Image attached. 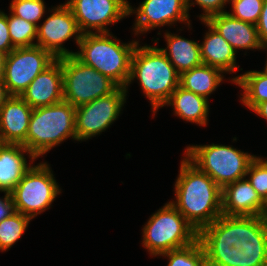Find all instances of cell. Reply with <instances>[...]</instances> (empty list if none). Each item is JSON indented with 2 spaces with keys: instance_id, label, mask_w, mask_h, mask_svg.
<instances>
[{
  "instance_id": "34",
  "label": "cell",
  "mask_w": 267,
  "mask_h": 266,
  "mask_svg": "<svg viewBox=\"0 0 267 266\" xmlns=\"http://www.w3.org/2000/svg\"><path fill=\"white\" fill-rule=\"evenodd\" d=\"M14 49L7 25V14L0 11V51L9 54Z\"/></svg>"
},
{
  "instance_id": "25",
  "label": "cell",
  "mask_w": 267,
  "mask_h": 266,
  "mask_svg": "<svg viewBox=\"0 0 267 266\" xmlns=\"http://www.w3.org/2000/svg\"><path fill=\"white\" fill-rule=\"evenodd\" d=\"M232 79L233 83L243 89L241 100L250 110L267 101V74L264 71H247Z\"/></svg>"
},
{
  "instance_id": "15",
  "label": "cell",
  "mask_w": 267,
  "mask_h": 266,
  "mask_svg": "<svg viewBox=\"0 0 267 266\" xmlns=\"http://www.w3.org/2000/svg\"><path fill=\"white\" fill-rule=\"evenodd\" d=\"M20 97L33 109L63 101L62 63L56 59L38 74Z\"/></svg>"
},
{
  "instance_id": "36",
  "label": "cell",
  "mask_w": 267,
  "mask_h": 266,
  "mask_svg": "<svg viewBox=\"0 0 267 266\" xmlns=\"http://www.w3.org/2000/svg\"><path fill=\"white\" fill-rule=\"evenodd\" d=\"M4 193V198H0V222L5 218L10 217L15 212L12 194L9 192Z\"/></svg>"
},
{
  "instance_id": "4",
  "label": "cell",
  "mask_w": 267,
  "mask_h": 266,
  "mask_svg": "<svg viewBox=\"0 0 267 266\" xmlns=\"http://www.w3.org/2000/svg\"><path fill=\"white\" fill-rule=\"evenodd\" d=\"M76 107L66 101L32 110L26 148L38 158L69 137L77 140Z\"/></svg>"
},
{
  "instance_id": "19",
  "label": "cell",
  "mask_w": 267,
  "mask_h": 266,
  "mask_svg": "<svg viewBox=\"0 0 267 266\" xmlns=\"http://www.w3.org/2000/svg\"><path fill=\"white\" fill-rule=\"evenodd\" d=\"M24 153L32 162L36 159L22 144L0 143V191L11 193L25 173L28 165Z\"/></svg>"
},
{
  "instance_id": "3",
  "label": "cell",
  "mask_w": 267,
  "mask_h": 266,
  "mask_svg": "<svg viewBox=\"0 0 267 266\" xmlns=\"http://www.w3.org/2000/svg\"><path fill=\"white\" fill-rule=\"evenodd\" d=\"M120 43L110 32L82 34L78 44L80 51L75 52L74 56L83 64L110 78L119 87L125 88L130 77L132 55L138 41Z\"/></svg>"
},
{
  "instance_id": "13",
  "label": "cell",
  "mask_w": 267,
  "mask_h": 266,
  "mask_svg": "<svg viewBox=\"0 0 267 266\" xmlns=\"http://www.w3.org/2000/svg\"><path fill=\"white\" fill-rule=\"evenodd\" d=\"M129 15L137 13L135 36L153 28L172 25L174 22H186L190 26L189 11L185 0H144L137 10L129 3Z\"/></svg>"
},
{
  "instance_id": "12",
  "label": "cell",
  "mask_w": 267,
  "mask_h": 266,
  "mask_svg": "<svg viewBox=\"0 0 267 266\" xmlns=\"http://www.w3.org/2000/svg\"><path fill=\"white\" fill-rule=\"evenodd\" d=\"M53 12L40 26H37V43L49 51L56 59L64 56L74 55L75 52L68 51L63 43L75 36L76 44H79L82 33L80 32L72 10L65 3L52 9Z\"/></svg>"
},
{
  "instance_id": "23",
  "label": "cell",
  "mask_w": 267,
  "mask_h": 266,
  "mask_svg": "<svg viewBox=\"0 0 267 266\" xmlns=\"http://www.w3.org/2000/svg\"><path fill=\"white\" fill-rule=\"evenodd\" d=\"M202 247H235L241 249L238 240V216H219L198 232Z\"/></svg>"
},
{
  "instance_id": "14",
  "label": "cell",
  "mask_w": 267,
  "mask_h": 266,
  "mask_svg": "<svg viewBox=\"0 0 267 266\" xmlns=\"http://www.w3.org/2000/svg\"><path fill=\"white\" fill-rule=\"evenodd\" d=\"M241 246L238 266H267V221L261 216H238Z\"/></svg>"
},
{
  "instance_id": "17",
  "label": "cell",
  "mask_w": 267,
  "mask_h": 266,
  "mask_svg": "<svg viewBox=\"0 0 267 266\" xmlns=\"http://www.w3.org/2000/svg\"><path fill=\"white\" fill-rule=\"evenodd\" d=\"M264 200L248 179H240L222 189V214L226 216H260Z\"/></svg>"
},
{
  "instance_id": "32",
  "label": "cell",
  "mask_w": 267,
  "mask_h": 266,
  "mask_svg": "<svg viewBox=\"0 0 267 266\" xmlns=\"http://www.w3.org/2000/svg\"><path fill=\"white\" fill-rule=\"evenodd\" d=\"M248 181L264 200L267 197V160L255 157L248 166L246 176Z\"/></svg>"
},
{
  "instance_id": "10",
  "label": "cell",
  "mask_w": 267,
  "mask_h": 266,
  "mask_svg": "<svg viewBox=\"0 0 267 266\" xmlns=\"http://www.w3.org/2000/svg\"><path fill=\"white\" fill-rule=\"evenodd\" d=\"M56 58L39 47L15 48L6 55L4 83L10 95L20 94L34 78L50 66Z\"/></svg>"
},
{
  "instance_id": "22",
  "label": "cell",
  "mask_w": 267,
  "mask_h": 266,
  "mask_svg": "<svg viewBox=\"0 0 267 266\" xmlns=\"http://www.w3.org/2000/svg\"><path fill=\"white\" fill-rule=\"evenodd\" d=\"M165 105H172L175 115L181 119L201 126L207 125L209 103L208 99L203 96L178 86Z\"/></svg>"
},
{
  "instance_id": "31",
  "label": "cell",
  "mask_w": 267,
  "mask_h": 266,
  "mask_svg": "<svg viewBox=\"0 0 267 266\" xmlns=\"http://www.w3.org/2000/svg\"><path fill=\"white\" fill-rule=\"evenodd\" d=\"M207 266H238L239 251L235 247H203Z\"/></svg>"
},
{
  "instance_id": "29",
  "label": "cell",
  "mask_w": 267,
  "mask_h": 266,
  "mask_svg": "<svg viewBox=\"0 0 267 266\" xmlns=\"http://www.w3.org/2000/svg\"><path fill=\"white\" fill-rule=\"evenodd\" d=\"M44 0H12L10 11L13 15L38 26V21L44 16Z\"/></svg>"
},
{
  "instance_id": "39",
  "label": "cell",
  "mask_w": 267,
  "mask_h": 266,
  "mask_svg": "<svg viewBox=\"0 0 267 266\" xmlns=\"http://www.w3.org/2000/svg\"><path fill=\"white\" fill-rule=\"evenodd\" d=\"M6 55L4 52L0 51V80L4 79V68Z\"/></svg>"
},
{
  "instance_id": "9",
  "label": "cell",
  "mask_w": 267,
  "mask_h": 266,
  "mask_svg": "<svg viewBox=\"0 0 267 266\" xmlns=\"http://www.w3.org/2000/svg\"><path fill=\"white\" fill-rule=\"evenodd\" d=\"M127 90L119 87L109 95L76 107L75 131L77 141L91 139L112 125L126 102Z\"/></svg>"
},
{
  "instance_id": "35",
  "label": "cell",
  "mask_w": 267,
  "mask_h": 266,
  "mask_svg": "<svg viewBox=\"0 0 267 266\" xmlns=\"http://www.w3.org/2000/svg\"><path fill=\"white\" fill-rule=\"evenodd\" d=\"M259 39L263 46L267 45V0H264L259 20L256 24Z\"/></svg>"
},
{
  "instance_id": "2",
  "label": "cell",
  "mask_w": 267,
  "mask_h": 266,
  "mask_svg": "<svg viewBox=\"0 0 267 266\" xmlns=\"http://www.w3.org/2000/svg\"><path fill=\"white\" fill-rule=\"evenodd\" d=\"M134 78L139 80L141 89L149 98L155 115L179 86L180 74L160 48L148 45L139 47L138 42L132 55L126 89Z\"/></svg>"
},
{
  "instance_id": "16",
  "label": "cell",
  "mask_w": 267,
  "mask_h": 266,
  "mask_svg": "<svg viewBox=\"0 0 267 266\" xmlns=\"http://www.w3.org/2000/svg\"><path fill=\"white\" fill-rule=\"evenodd\" d=\"M33 108L20 96L11 95L0 109V143L22 144L26 137Z\"/></svg>"
},
{
  "instance_id": "11",
  "label": "cell",
  "mask_w": 267,
  "mask_h": 266,
  "mask_svg": "<svg viewBox=\"0 0 267 266\" xmlns=\"http://www.w3.org/2000/svg\"><path fill=\"white\" fill-rule=\"evenodd\" d=\"M66 4L82 34L93 33L92 29L94 33H109L108 25L129 16L127 0H68Z\"/></svg>"
},
{
  "instance_id": "27",
  "label": "cell",
  "mask_w": 267,
  "mask_h": 266,
  "mask_svg": "<svg viewBox=\"0 0 267 266\" xmlns=\"http://www.w3.org/2000/svg\"><path fill=\"white\" fill-rule=\"evenodd\" d=\"M31 218L19 212L0 222V250L6 251L23 235Z\"/></svg>"
},
{
  "instance_id": "18",
  "label": "cell",
  "mask_w": 267,
  "mask_h": 266,
  "mask_svg": "<svg viewBox=\"0 0 267 266\" xmlns=\"http://www.w3.org/2000/svg\"><path fill=\"white\" fill-rule=\"evenodd\" d=\"M207 22L236 52L237 49H264L256 25L234 18L229 12L211 16Z\"/></svg>"
},
{
  "instance_id": "1",
  "label": "cell",
  "mask_w": 267,
  "mask_h": 266,
  "mask_svg": "<svg viewBox=\"0 0 267 266\" xmlns=\"http://www.w3.org/2000/svg\"><path fill=\"white\" fill-rule=\"evenodd\" d=\"M174 186L176 201L170 203L197 232L222 215V189L186 157Z\"/></svg>"
},
{
  "instance_id": "40",
  "label": "cell",
  "mask_w": 267,
  "mask_h": 266,
  "mask_svg": "<svg viewBox=\"0 0 267 266\" xmlns=\"http://www.w3.org/2000/svg\"><path fill=\"white\" fill-rule=\"evenodd\" d=\"M260 216L267 221V197L264 199V205H263Z\"/></svg>"
},
{
  "instance_id": "33",
  "label": "cell",
  "mask_w": 267,
  "mask_h": 266,
  "mask_svg": "<svg viewBox=\"0 0 267 266\" xmlns=\"http://www.w3.org/2000/svg\"><path fill=\"white\" fill-rule=\"evenodd\" d=\"M185 1L188 11L192 5H195L194 3L203 9L204 13L199 16L202 21H207L211 16L226 12L223 8H225L224 6L229 2V0H195V2H191L190 0Z\"/></svg>"
},
{
  "instance_id": "26",
  "label": "cell",
  "mask_w": 267,
  "mask_h": 266,
  "mask_svg": "<svg viewBox=\"0 0 267 266\" xmlns=\"http://www.w3.org/2000/svg\"><path fill=\"white\" fill-rule=\"evenodd\" d=\"M160 256L169 258L167 266H207L205 252L199 239L190 245L173 249Z\"/></svg>"
},
{
  "instance_id": "38",
  "label": "cell",
  "mask_w": 267,
  "mask_h": 266,
  "mask_svg": "<svg viewBox=\"0 0 267 266\" xmlns=\"http://www.w3.org/2000/svg\"><path fill=\"white\" fill-rule=\"evenodd\" d=\"M11 95L8 93L4 80H0V109Z\"/></svg>"
},
{
  "instance_id": "37",
  "label": "cell",
  "mask_w": 267,
  "mask_h": 266,
  "mask_svg": "<svg viewBox=\"0 0 267 266\" xmlns=\"http://www.w3.org/2000/svg\"><path fill=\"white\" fill-rule=\"evenodd\" d=\"M252 111L267 120V101L257 104Z\"/></svg>"
},
{
  "instance_id": "30",
  "label": "cell",
  "mask_w": 267,
  "mask_h": 266,
  "mask_svg": "<svg viewBox=\"0 0 267 266\" xmlns=\"http://www.w3.org/2000/svg\"><path fill=\"white\" fill-rule=\"evenodd\" d=\"M232 4V17L256 25L264 0H229Z\"/></svg>"
},
{
  "instance_id": "8",
  "label": "cell",
  "mask_w": 267,
  "mask_h": 266,
  "mask_svg": "<svg viewBox=\"0 0 267 266\" xmlns=\"http://www.w3.org/2000/svg\"><path fill=\"white\" fill-rule=\"evenodd\" d=\"M47 163H39L25 173L11 192L15 211L33 219L50 208L61 189Z\"/></svg>"
},
{
  "instance_id": "21",
  "label": "cell",
  "mask_w": 267,
  "mask_h": 266,
  "mask_svg": "<svg viewBox=\"0 0 267 266\" xmlns=\"http://www.w3.org/2000/svg\"><path fill=\"white\" fill-rule=\"evenodd\" d=\"M165 38L167 41V48H160V50L163 51L179 74L202 64L200 45L198 42L185 39L177 34L175 35L169 32L165 33Z\"/></svg>"
},
{
  "instance_id": "20",
  "label": "cell",
  "mask_w": 267,
  "mask_h": 266,
  "mask_svg": "<svg viewBox=\"0 0 267 266\" xmlns=\"http://www.w3.org/2000/svg\"><path fill=\"white\" fill-rule=\"evenodd\" d=\"M208 26L203 43L200 45L202 64L216 67L223 72L237 71L236 51L207 21H201Z\"/></svg>"
},
{
  "instance_id": "24",
  "label": "cell",
  "mask_w": 267,
  "mask_h": 266,
  "mask_svg": "<svg viewBox=\"0 0 267 266\" xmlns=\"http://www.w3.org/2000/svg\"><path fill=\"white\" fill-rule=\"evenodd\" d=\"M221 69L201 64L180 74L179 86L208 99V96L217 89L223 81ZM222 74V75H221Z\"/></svg>"
},
{
  "instance_id": "41",
  "label": "cell",
  "mask_w": 267,
  "mask_h": 266,
  "mask_svg": "<svg viewBox=\"0 0 267 266\" xmlns=\"http://www.w3.org/2000/svg\"><path fill=\"white\" fill-rule=\"evenodd\" d=\"M263 48H267V45L266 46H263ZM266 66H265V68H264V72L267 74V61H266V64H265Z\"/></svg>"
},
{
  "instance_id": "6",
  "label": "cell",
  "mask_w": 267,
  "mask_h": 266,
  "mask_svg": "<svg viewBox=\"0 0 267 266\" xmlns=\"http://www.w3.org/2000/svg\"><path fill=\"white\" fill-rule=\"evenodd\" d=\"M142 230V243L152 256L185 247L198 239L196 229L170 202L151 215Z\"/></svg>"
},
{
  "instance_id": "28",
  "label": "cell",
  "mask_w": 267,
  "mask_h": 266,
  "mask_svg": "<svg viewBox=\"0 0 267 266\" xmlns=\"http://www.w3.org/2000/svg\"><path fill=\"white\" fill-rule=\"evenodd\" d=\"M7 25L14 48L36 46V43L33 42L37 38V26L35 24L11 13L10 16L7 15Z\"/></svg>"
},
{
  "instance_id": "7",
  "label": "cell",
  "mask_w": 267,
  "mask_h": 266,
  "mask_svg": "<svg viewBox=\"0 0 267 266\" xmlns=\"http://www.w3.org/2000/svg\"><path fill=\"white\" fill-rule=\"evenodd\" d=\"M62 63L63 100L74 107L115 92L119 86L74 55L57 58Z\"/></svg>"
},
{
  "instance_id": "5",
  "label": "cell",
  "mask_w": 267,
  "mask_h": 266,
  "mask_svg": "<svg viewBox=\"0 0 267 266\" xmlns=\"http://www.w3.org/2000/svg\"><path fill=\"white\" fill-rule=\"evenodd\" d=\"M185 154L192 164L209 175L221 189L246 178L248 166L256 157L231 146L214 143L188 146Z\"/></svg>"
}]
</instances>
